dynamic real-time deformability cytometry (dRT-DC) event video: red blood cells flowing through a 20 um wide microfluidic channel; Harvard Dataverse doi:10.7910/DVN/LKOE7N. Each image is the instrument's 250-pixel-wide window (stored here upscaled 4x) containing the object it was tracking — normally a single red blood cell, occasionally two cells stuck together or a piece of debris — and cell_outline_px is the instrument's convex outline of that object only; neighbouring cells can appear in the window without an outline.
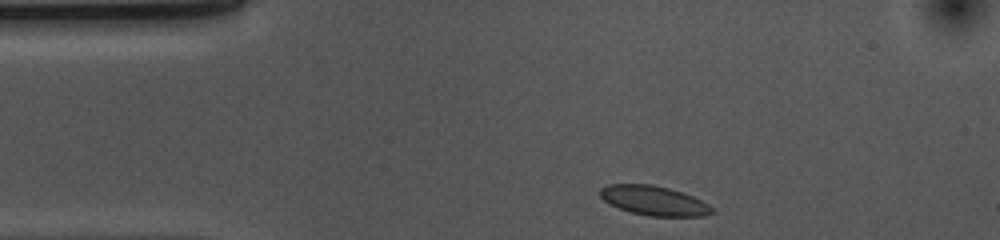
{"species": "common noctule bat (a hibernating species)", "species_latin": "Nyctalus noctula", "temperature_condition": "cold", "stored_images_in_passage": 34, "camera_frame_rate_fps": 3000, "um_per_image_px": 0.085, "animal": {"sex": "female", "body_mass_g": 10.0, "forearm_length_mm": 53.1}, "frame": {"image": 1, "passage_image": 1, "time_ms": 0.0, "image_size_px": [1000, 240], "cell_outline_px": [[716, 212], [704, 216], [648, 216], [632, 212], [608, 204], [600, 196], [600, 188], [608, 184], [652, 184], [668, 188], [692, 196], [708, 204]], "centroid_in_image_um": [55.57, 17.05], "position_along_channel_um": 29.4, "area_um2": 19.13}}
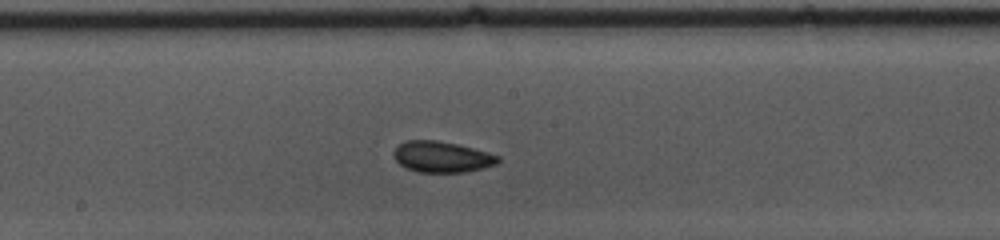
{"frame": {"image": 2, "passage_image": 19, "time_ms": 6.0, "image_size_px": [1000, 240], "cell_outline_px": [[500, 160], [496, 164], [484, 168], [464, 172], [416, 172], [404, 168], [392, 156], [392, 152], [404, 140], [436, 140], [460, 144], [488, 152], [500, 156]], "centroid_in_image_um": [37.55, 13.33], "position_along_channel_um": 210.7, "area_um2": 19.13}}
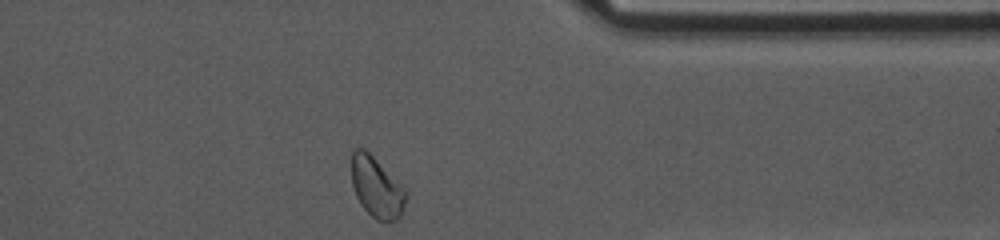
{"frame": {"image": 3, "passage_image": 34, "time_ms": 11.0, "image_size_px": [1000, 240], "cell_outline_px": [[408, 196], [404, 208], [400, 216], [396, 220], [376, 220], [360, 204], [356, 196], [352, 184], [352, 152], [356, 148], [364, 148], [408, 192]], "centroid_in_image_um": [32.02, 15.94], "position_along_channel_um": 379.4, "area_um2": 18.9}, "authors_computed_cell_mechanics": {"area_um2": 18.6405, "velocity_mm_per_s": 3.6498, "shape_relaxation_time_tau1_ms": 4.9342, "shape_relaxation_time_tau2_ms": 2.0593, "deformation_change_tau1": 0.0858, "deformation_change_tau2": 0.0516}}